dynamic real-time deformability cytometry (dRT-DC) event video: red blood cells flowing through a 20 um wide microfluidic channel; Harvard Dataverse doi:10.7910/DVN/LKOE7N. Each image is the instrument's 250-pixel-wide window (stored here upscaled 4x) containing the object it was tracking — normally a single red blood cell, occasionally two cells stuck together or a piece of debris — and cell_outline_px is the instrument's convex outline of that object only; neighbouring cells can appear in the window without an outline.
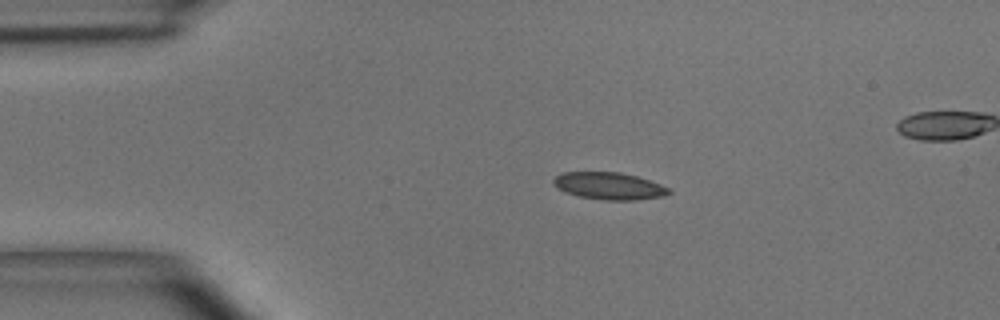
{"species": "common noctule bat (a hibernating species)", "species_latin": "Nyctalus noctula", "temperature_condition": "room temperature", "stored_images_in_passage": 4, "segment_of_instrument_passage": [1, 2], "camera_frame_rate_fps": 3000, "um_per_image_px": 0.085, "animal": {"sex": "male", "body_mass_g": 15.6}, "frame": {"image": 1, "passage_image": 2, "time_ms": 0.333, "image_size_px": [1000, 320], "cell_outline_px": [[672, 192], [664, 196], [636, 200], [604, 200], [580, 196], [564, 192], [552, 184], [552, 180], [560, 172], [620, 172], [636, 176], [660, 184], [668, 188]], "centroid_in_image_um": [51.74, 15.8], "position_along_channel_um": 33.3, "area_um2": 18.26}}